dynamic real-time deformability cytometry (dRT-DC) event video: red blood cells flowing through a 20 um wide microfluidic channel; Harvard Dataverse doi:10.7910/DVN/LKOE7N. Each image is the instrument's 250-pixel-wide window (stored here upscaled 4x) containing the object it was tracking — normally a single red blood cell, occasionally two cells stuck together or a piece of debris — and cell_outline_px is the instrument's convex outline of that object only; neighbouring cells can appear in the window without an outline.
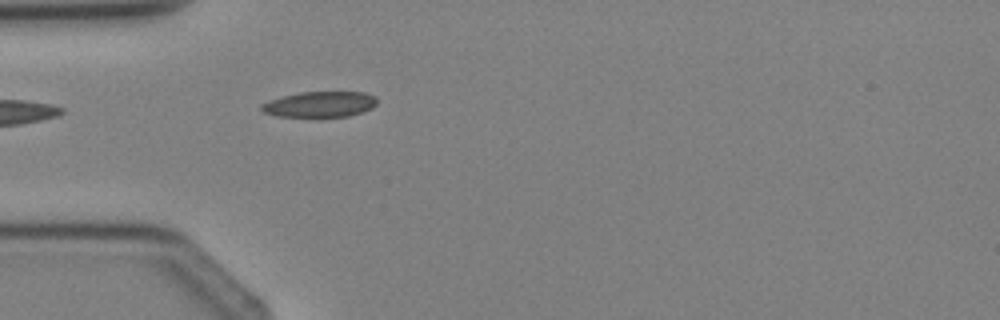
{"species": "Egyptian fruit bat (a non-hibernating species)", "species_latin": "Rousettus aegyptiacus", "temperature_condition": "cold", "stored_images_in_passage": 2, "camera_frame_rate_fps": 3000, "um_per_image_px": 0.085, "animal": {"sex": "female"}, "frame": {"image": 1, "passage_image": 2, "time_ms": 1.333, "image_size_px": [1000, 320], "cell_outline_px": [[376, 104], [372, 108], [364, 112], [348, 116], [316, 120], [276, 116], [264, 112], [260, 108], [260, 104], [268, 100], [300, 92], [364, 92], [376, 96]], "centroid_in_image_um": [27.16, 8.92], "position_along_channel_um": 57.8, "area_um2": 18.26}}